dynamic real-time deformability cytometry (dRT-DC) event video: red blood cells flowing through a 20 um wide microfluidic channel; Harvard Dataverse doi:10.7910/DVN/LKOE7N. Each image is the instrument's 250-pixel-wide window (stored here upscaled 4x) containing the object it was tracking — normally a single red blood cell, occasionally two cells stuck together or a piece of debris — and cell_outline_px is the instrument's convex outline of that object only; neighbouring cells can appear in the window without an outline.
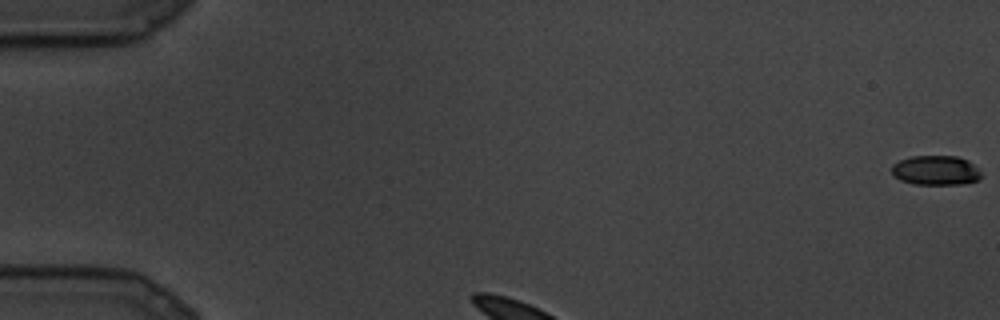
{"species": "common noctule bat (a hibernating species)", "species_latin": "Nyctalus noctula", "temperature_condition": "cold", "stored_images_in_passage": 65, "camera_frame_rate_fps": 3000, "um_per_image_px": 0.085, "animal": {"sex": "male", "body_mass_g": 19.5, "forearm_length_mm": 54.6}, "frame": {"image": 1, "passage_image": 1, "time_ms": 0.0, "image_size_px": [1000, 320], "cell_outline_px": [[980, 176], [976, 180], [964, 184], [916, 184], [900, 180], [892, 172], [892, 164], [900, 160], [912, 156], [956, 156], [968, 160], [980, 172]], "centroid_in_image_um": [79.52, 14.47], "position_along_channel_um": 5.5, "area_um2": 15.2}}
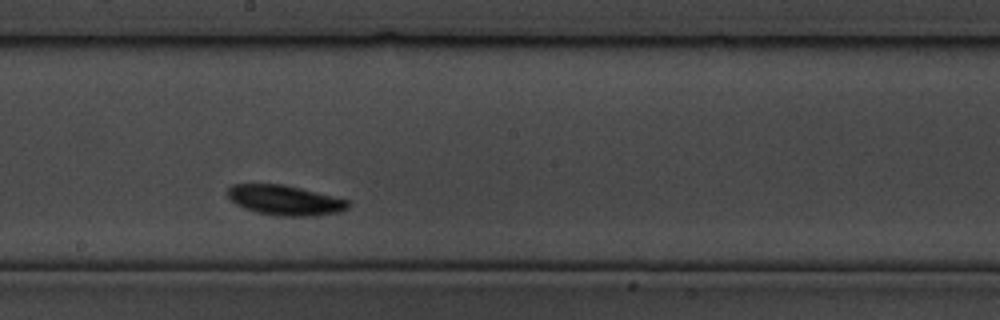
{"frame": {"image": 2, "passage_image": 34, "time_ms": 11.0, "image_size_px": [1000, 320], "cell_outline_px": [[352, 204], [348, 208], [340, 212], [312, 216], [276, 216], [256, 212], [244, 208], [236, 204], [228, 196], [228, 188], [232, 184], [284, 184], [348, 200]], "centroid_in_image_um": [24.23, 17.02], "position_along_channel_um": 224.0, "area_um2": 21.04}}
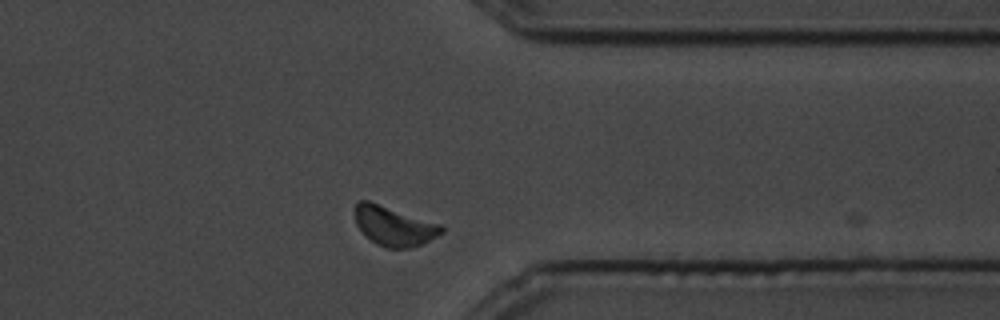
{"frame": {"image": 3, "passage_image": 57, "time_ms": 18.667, "image_size_px": [1000, 320], "cell_outline_px": [[444, 232], [420, 244], [408, 248], [384, 248], [376, 244], [356, 224], [356, 200], [368, 200], [444, 224]], "centroid_in_image_um": [33.53, 19.19], "position_along_channel_um": 377.9, "area_um2": 19.88}}